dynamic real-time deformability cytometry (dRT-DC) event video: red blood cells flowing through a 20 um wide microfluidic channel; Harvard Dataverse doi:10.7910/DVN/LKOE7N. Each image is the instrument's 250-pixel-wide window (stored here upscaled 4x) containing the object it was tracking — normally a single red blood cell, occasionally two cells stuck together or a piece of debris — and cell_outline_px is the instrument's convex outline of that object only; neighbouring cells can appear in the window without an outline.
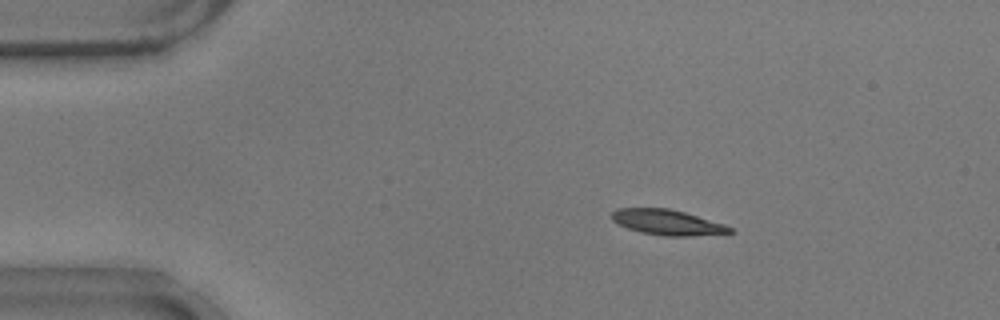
{"species": "common noctule bat (a hibernating species)", "species_latin": "Nyctalus noctula", "temperature_condition": "warm", "stored_images_in_passage": 31, "camera_frame_rate_fps": 3000, "um_per_image_px": 0.085, "animal": {"sex": "male", "body_mass_g": 17.9}, "frame": {"image": 1, "passage_image": 2, "time_ms": 0.333, "image_size_px": [1000, 320], "cell_outline_px": [[736, 232], [688, 236], [664, 236], [640, 232], [628, 228], [612, 220], [612, 212], [616, 208], [668, 208], [684, 212], [724, 224], [732, 228]], "centroid_in_image_um": [56.72, 18.9], "position_along_channel_um": 28.3, "area_um2": 17.28}}
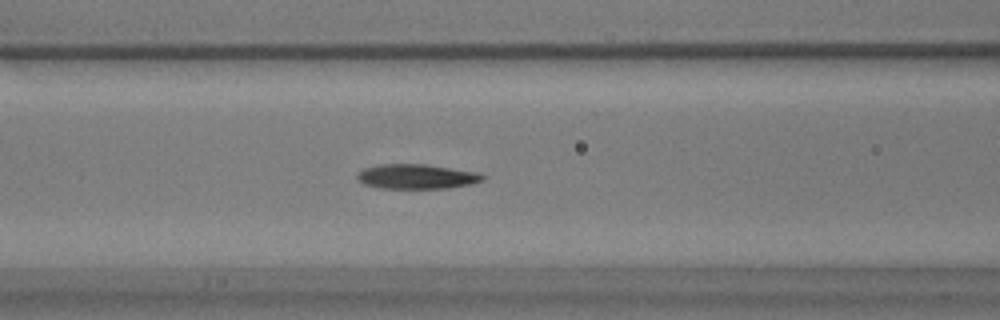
{"frame": {"image": 2, "passage_image": 15, "time_ms": 4.667, "image_size_px": [1000, 320], "cell_outline_px": [[488, 176], [484, 180], [472, 184], [448, 188], [380, 188], [364, 184], [356, 176], [364, 168], [384, 164], [424, 164], [476, 172]], "centroid_in_image_um": [35.47, 15.01], "position_along_channel_um": 131.1, "area_um2": 17.92}}
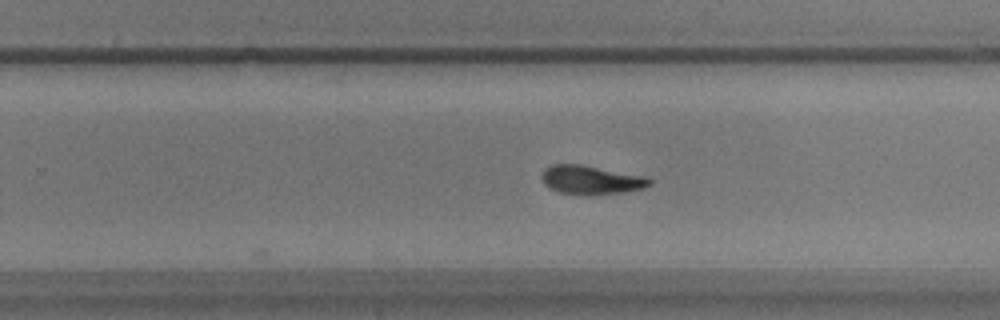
{"frame": {"image": 3, "passage_image": 27, "time_ms": 8.667, "image_size_px": [1000, 320], "cell_outline_px": [[652, 184], [644, 188], [624, 192], [584, 196], [580, 196], [560, 192], [544, 184], [540, 176], [544, 168], [552, 164], [580, 164], [648, 176], [652, 180]], "centroid_in_image_um": [50.26, 15.29], "position_along_channel_um": 279.5, "area_um2": 18.5}}